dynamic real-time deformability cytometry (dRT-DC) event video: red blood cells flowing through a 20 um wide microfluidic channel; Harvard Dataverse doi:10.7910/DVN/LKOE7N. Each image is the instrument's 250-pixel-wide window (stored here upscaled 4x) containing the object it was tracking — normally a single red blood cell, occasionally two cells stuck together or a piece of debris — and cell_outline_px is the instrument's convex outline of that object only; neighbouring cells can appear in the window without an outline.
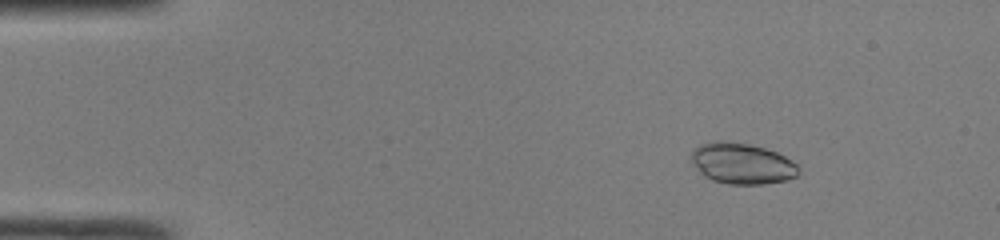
{"species": "common noctule bat (a hibernating species)", "species_latin": "Nyctalus noctula", "temperature_condition": "room temperature", "stored_images_in_passage": 45, "camera_frame_rate_fps": 3000, "um_per_image_px": 0.085, "animal": {"sex": "male", "body_mass_g": 19.0, "forearm_length_mm": 50.8}, "frame": {"image": 1, "passage_image": 3, "time_ms": 0.667, "image_size_px": [1000, 240], "cell_outline_px": [[800, 172], [796, 176], [788, 180], [764, 184], [728, 184], [712, 180], [704, 176], [700, 172], [692, 160], [692, 152], [700, 144], [716, 140], [720, 140], [748, 144], [764, 148], [776, 152], [784, 156], [796, 164], [800, 168]], "centroid_in_image_um": [63.1, 13.91], "position_along_channel_um": 21.9, "area_um2": 25.49}}
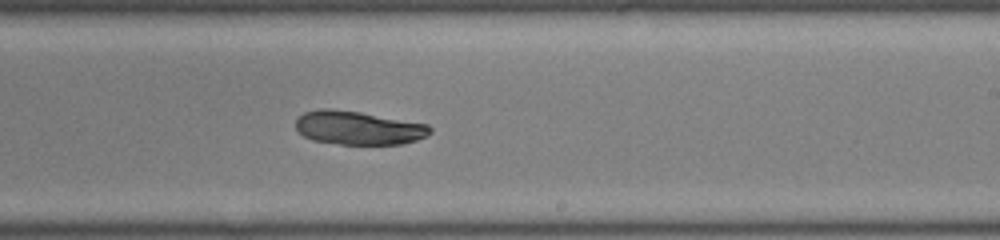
{"frame": {"image": 2, "passage_image": 26, "time_ms": 8.333, "image_size_px": [1000, 240], "cell_outline_px": [[432, 132], [428, 136], [416, 140], [400, 144], [340, 144], [312, 140], [304, 136], [296, 128], [296, 120], [304, 112], [320, 108], [328, 108], [360, 112], [428, 124], [432, 128]], "centroid_in_image_um": [30.47, 10.87], "position_along_channel_um": 258.5, "area_um2": 26.3}}
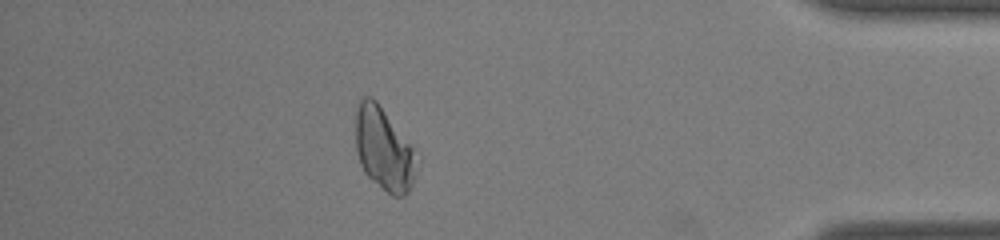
{"frame": {"image": 3, "passage_image": 39, "time_ms": 12.667, "image_size_px": [1000, 240], "cell_outline_px": [[420, 160], [412, 184], [408, 192], [404, 196], [392, 196], [372, 180], [364, 172], [360, 164], [356, 152], [356, 108], [360, 96], [372, 96], [376, 100], [412, 148]], "centroid_in_image_um": [32.61, 12.68], "position_along_channel_um": 402.6, "area_um2": 29.48}, "authors_computed_cell_mechanics": {"area_um2": 27.3394, "velocity_mm_per_s": 4.2224, "shape_relaxation_time_tau1_ms": null, "shape_relaxation_time_tau2_ms": 6.9992, "deformation_change_tau1": null, "deformation_change_tau2": 0.0894}}